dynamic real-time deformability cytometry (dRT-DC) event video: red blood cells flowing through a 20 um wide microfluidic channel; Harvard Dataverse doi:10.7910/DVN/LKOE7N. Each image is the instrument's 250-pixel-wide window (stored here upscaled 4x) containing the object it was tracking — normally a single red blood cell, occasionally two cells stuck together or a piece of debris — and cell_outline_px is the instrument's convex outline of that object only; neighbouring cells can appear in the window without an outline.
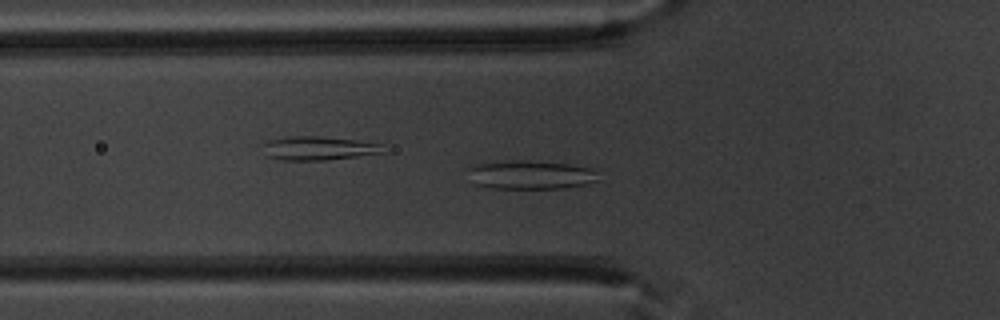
{"species": "common noctule bat (a hibernating species)", "species_latin": "Nyctalus noctula", "temperature_condition": "warm", "stored_images_in_passage": 37, "camera_frame_rate_fps": 3000, "um_per_image_px": 0.085, "animal": {"sex": "male", "body_mass_g": 20.1, "forearm_length_mm": 53.5}, "frame": {"image": 1, "passage_image": 13, "time_ms": 4.0, "image_size_px": [1000, 320], "cell_outline_px": [[596, 180], [588, 184], [564, 188], [492, 188], [476, 184], [464, 168], [472, 164], [516, 160], [524, 160], [568, 164], [588, 168], [596, 172]], "centroid_in_image_um": [45.02, 14.85], "position_along_channel_um": 80.8, "area_um2": 21.68}}
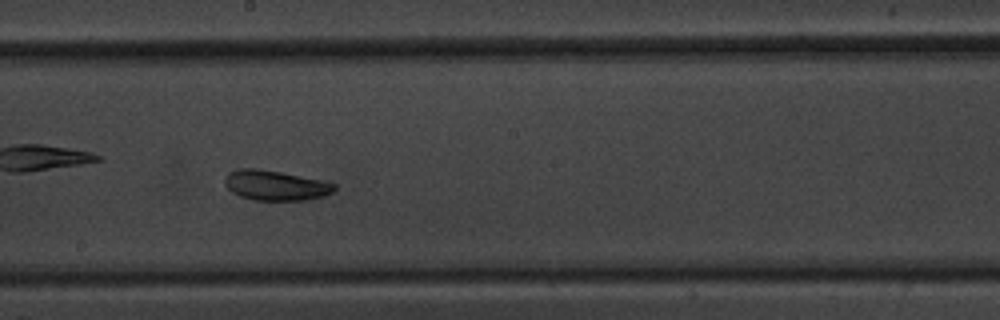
{"frame": {"image": 2, "passage_image": 24, "time_ms": 7.667, "image_size_px": [1000, 320], "cell_outline_px": [[336, 188], [332, 192], [324, 196], [304, 200], [252, 200], [240, 196], [232, 192], [224, 184], [224, 180], [228, 172], [236, 168], [256, 168], [280, 172], [324, 180], [336, 184]], "centroid_in_image_um": [23.4, 15.75], "position_along_channel_um": 224.8, "area_um2": 19.31}}
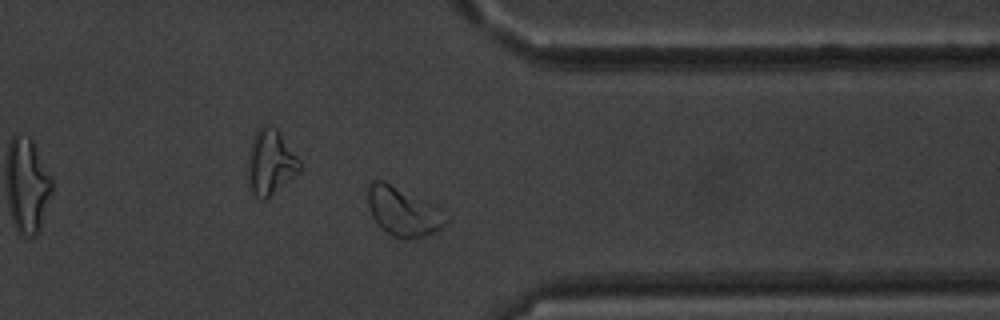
{"frame": {"image": 3, "passage_image": 36, "time_ms": 11.667, "image_size_px": [1000, 320], "cell_outline_px": [[448, 224], [424, 236], [392, 236], [372, 216], [368, 208], [368, 184], [372, 180], [384, 180], [448, 220]], "centroid_in_image_um": [34.1, 17.98], "position_along_channel_um": 377.3, "area_um2": 19.88}, "authors_computed_cell_mechanics": {"area_um2": 19.7098, "velocity_mm_per_s": 3.9139, "shape_relaxation_time_tau1_ms": 5.6095, "shape_relaxation_time_tau2_ms": 2.3138, "deformation_change_tau1": 0.1461, "deformation_change_tau2": 0.0739}}